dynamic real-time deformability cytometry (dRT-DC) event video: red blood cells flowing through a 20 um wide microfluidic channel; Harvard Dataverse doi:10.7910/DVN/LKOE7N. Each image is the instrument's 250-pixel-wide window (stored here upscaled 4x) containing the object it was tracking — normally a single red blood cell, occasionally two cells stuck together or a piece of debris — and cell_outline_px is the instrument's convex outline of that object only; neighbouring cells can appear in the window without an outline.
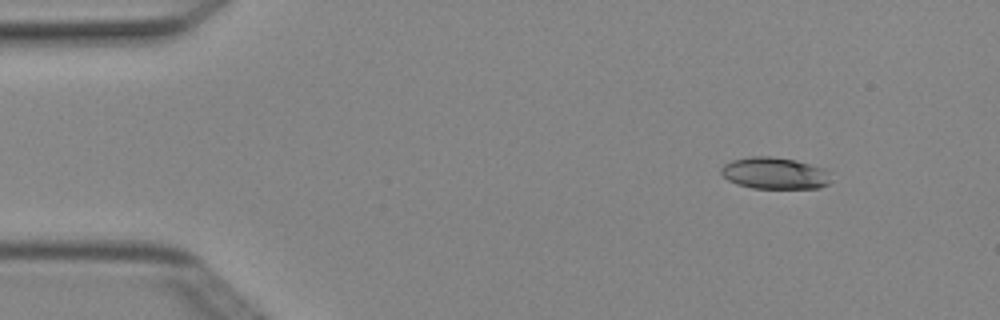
{"species": "Egyptian fruit bat (a non-hibernating species)", "species_latin": "Rousettus aegyptiacus", "temperature_condition": "cold", "stored_images_in_passage": 4, "camera_frame_rate_fps": 3000, "um_per_image_px": 0.085, "animal": {"sex": "female"}, "frame": {"image": 1, "passage_image": 1, "time_ms": 0.0, "image_size_px": [1000, 320], "cell_outline_px": [[828, 184], [820, 188], [752, 188], [736, 184], [728, 180], [720, 172], [720, 168], [724, 164], [732, 160], [752, 156], [772, 156], [796, 160], [820, 168], [824, 172], [828, 180]], "centroid_in_image_um": [65.74, 14.72], "position_along_channel_um": 19.3, "area_um2": 19.94}}
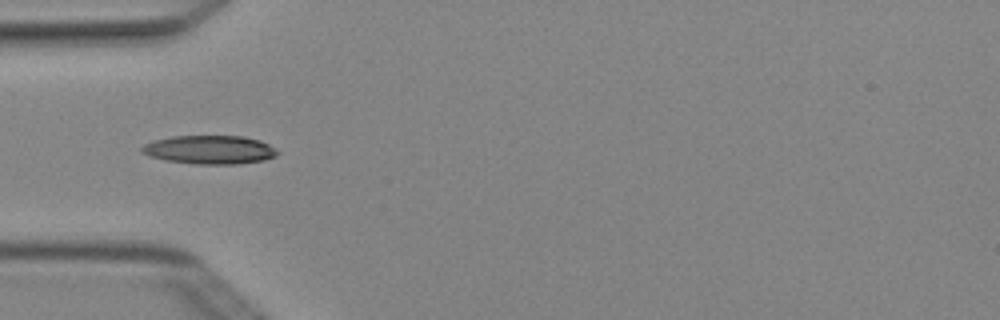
{"frame": {"image": 2, "passage_image": 4, "time_ms": 1.0, "image_size_px": [1000, 320], "cell_outline_px": [[280, 152], [276, 156], [264, 160], [240, 164], [196, 164], [164, 160], [148, 156], [140, 152], [140, 148], [144, 144], [156, 140], [172, 136], [244, 136], [260, 140], [276, 148]], "centroid_in_image_um": [17.83, 12.73], "position_along_channel_um": 67.2, "area_um2": 22.83}}